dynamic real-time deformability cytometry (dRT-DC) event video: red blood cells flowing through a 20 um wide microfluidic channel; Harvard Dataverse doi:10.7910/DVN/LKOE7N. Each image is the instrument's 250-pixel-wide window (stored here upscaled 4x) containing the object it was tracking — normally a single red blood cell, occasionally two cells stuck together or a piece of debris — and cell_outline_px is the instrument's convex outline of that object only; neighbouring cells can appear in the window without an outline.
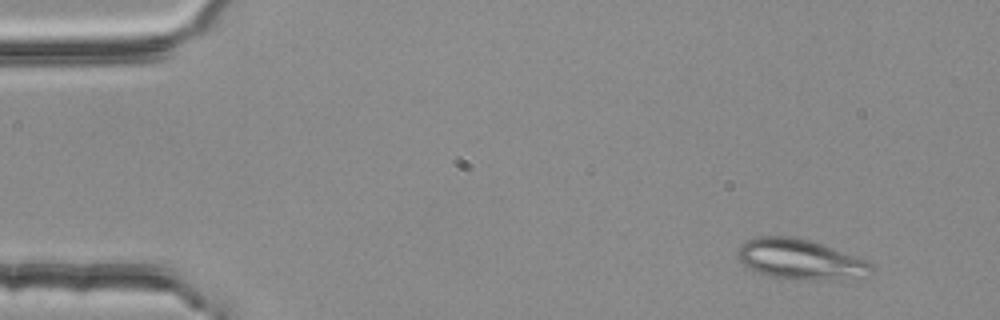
{"species": "common noctule bat (a hibernating species)", "species_latin": "Nyctalus noctula", "temperature_condition": "room temperature", "stored_images_in_passage": 3, "camera_frame_rate_fps": 3000, "um_per_image_px": 0.085, "animal": {"sex": "female", "body_mass_g": 25.1}, "frame": {"image": 1, "passage_image": 1, "time_ms": 0.0, "image_size_px": [1000, 320], "cell_outline_px": [[872, 272], [868, 276], [832, 280], [800, 280], [772, 276], [748, 268], [736, 256], [736, 248], [740, 244], [748, 240], [760, 236], [792, 236], [808, 240], [820, 244], [864, 260], [872, 264]], "centroid_in_image_um": [67.98, 22.05], "position_along_channel_um": 17.0, "area_um2": 31.04}}